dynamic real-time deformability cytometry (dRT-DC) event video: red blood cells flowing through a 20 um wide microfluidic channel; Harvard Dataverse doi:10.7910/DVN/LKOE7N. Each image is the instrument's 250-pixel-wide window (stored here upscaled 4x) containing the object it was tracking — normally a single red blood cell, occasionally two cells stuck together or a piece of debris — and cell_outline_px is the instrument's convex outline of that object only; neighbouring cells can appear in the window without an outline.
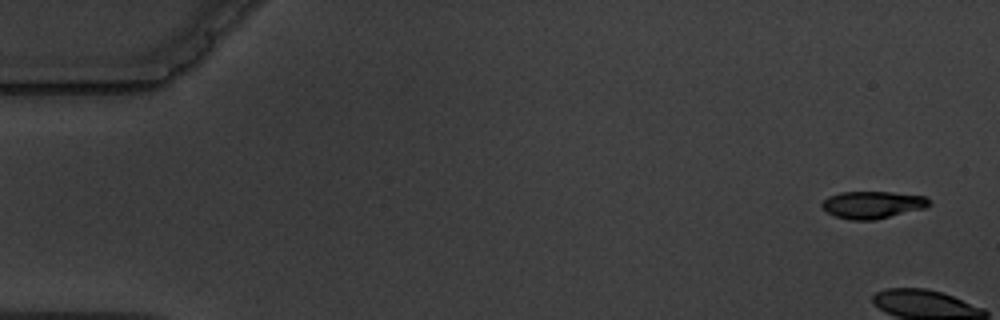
{"species": "common noctule bat (a hibernating species)", "species_latin": "Nyctalus noctula", "temperature_condition": "warm", "stored_images_in_passage": 7, "camera_frame_rate_fps": 3000, "um_per_image_px": 0.085, "animal": {"sex": "male", "body_mass_g": 19.5, "forearm_length_mm": 54.6}, "frame": {"image": 1, "passage_image": 1, "time_ms": 0.0, "image_size_px": [1000, 320], "cell_outline_px": [[932, 204], [924, 208], [872, 220], [848, 220], [836, 216], [828, 212], [820, 204], [828, 196], [840, 192], [892, 192], [924, 196]], "centroid_in_image_um": [74.14, 17.4], "position_along_channel_um": 10.9, "area_um2": 16.82}}
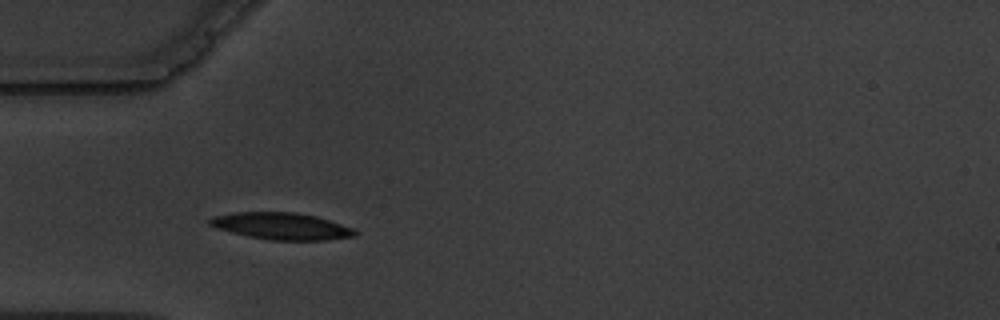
{"frame": {"image": 2, "passage_image": 6, "time_ms": 6.0, "image_size_px": [1000, 320], "cell_outline_px": [[356, 236], [328, 240], [272, 240], [248, 236], [216, 228], [208, 224], [208, 220], [212, 216], [236, 212], [296, 212], [316, 216], [352, 228], [356, 232]], "centroid_in_image_um": [23.9, 19.22], "position_along_channel_um": 61.1, "area_um2": 22.6}}
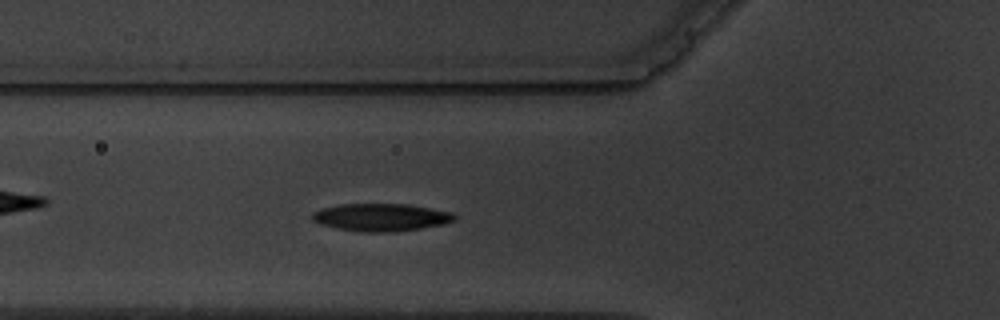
{"frame": {"image": 3, "passage_image": 7, "time_ms": 7.0, "image_size_px": [1000, 320], "cell_outline_px": [[456, 220], [444, 224], [420, 228], [392, 232], [364, 232], [336, 228], [320, 224], [312, 220], [312, 212], [324, 208], [340, 204], [408, 204], [452, 212], [456, 216]], "centroid_in_image_um": [32.39, 18.47], "position_along_channel_um": 93.4, "area_um2": 22.83}}